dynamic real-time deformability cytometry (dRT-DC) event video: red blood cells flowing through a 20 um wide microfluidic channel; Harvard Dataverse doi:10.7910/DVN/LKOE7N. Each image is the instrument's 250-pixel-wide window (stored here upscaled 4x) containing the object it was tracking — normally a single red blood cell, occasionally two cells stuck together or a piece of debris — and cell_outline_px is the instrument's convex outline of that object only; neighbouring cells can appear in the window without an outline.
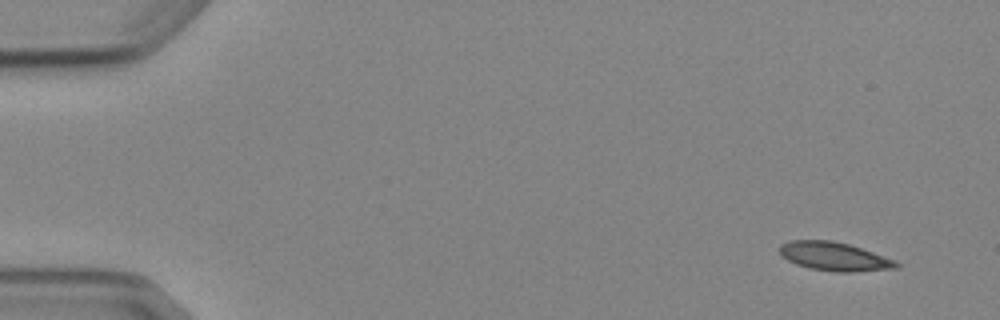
{"species": "Egyptian fruit bat (a non-hibernating species)", "species_latin": "Rousettus aegyptiacus", "temperature_condition": "cold", "stored_images_in_passage": 5, "camera_frame_rate_fps": 3000, "um_per_image_px": 0.085, "animal": {"sex": "female"}, "frame": {"image": 1, "passage_image": 1, "time_ms": 0.0, "image_size_px": [1000, 320], "cell_outline_px": [[900, 268], [852, 272], [836, 272], [808, 268], [796, 264], [780, 256], [780, 244], [788, 240], [832, 240], [848, 244], [896, 260], [900, 264]], "centroid_in_image_um": [70.9, 21.8], "position_along_channel_um": 14.1, "area_um2": 19.59}}
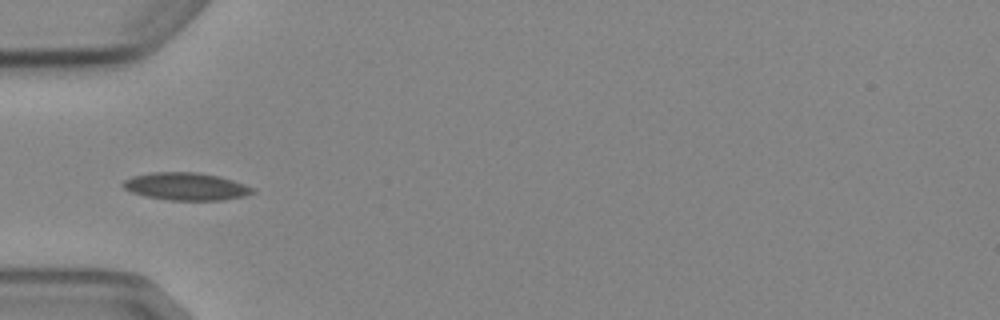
{"frame": {"image": 2, "passage_image": 5, "time_ms": 4.667, "image_size_px": [1000, 320], "cell_outline_px": [[256, 192], [244, 196], [224, 200], [168, 200], [144, 196], [132, 192], [124, 188], [120, 184], [124, 180], [132, 176], [148, 172], [196, 172], [220, 176], [256, 188]], "centroid_in_image_um": [15.81, 15.84], "position_along_channel_um": 69.2, "area_um2": 21.04}}